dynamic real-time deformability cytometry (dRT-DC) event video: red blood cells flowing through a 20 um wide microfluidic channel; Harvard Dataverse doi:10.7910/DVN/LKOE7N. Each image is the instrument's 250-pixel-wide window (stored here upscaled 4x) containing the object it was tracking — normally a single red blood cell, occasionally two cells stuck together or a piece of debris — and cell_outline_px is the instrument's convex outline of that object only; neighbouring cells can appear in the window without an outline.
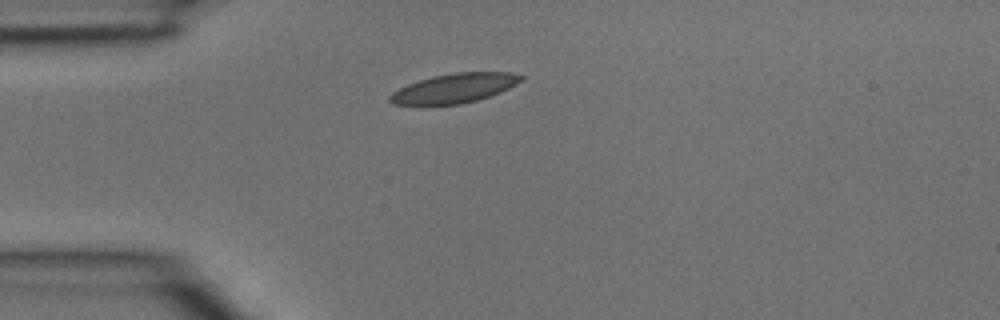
{"species": "common noctule bat (a hibernating species)", "species_latin": "Nyctalus noctula", "temperature_condition": "room temperature", "stored_images_in_passage": 1, "camera_frame_rate_fps": 3000, "um_per_image_px": 0.085, "animal": {"sex": "male", "body_mass_g": 15.6}, "frame": {"image": 1, "passage_image": 1, "time_ms": 0.0, "image_size_px": [1000, 320], "cell_outline_px": [[524, 80], [500, 92], [476, 100], [460, 104], [392, 104], [388, 100], [388, 96], [392, 92], [408, 84], [432, 76], [456, 72], [512, 72], [524, 76]], "centroid_in_image_um": [38.64, 7.48], "position_along_channel_um": 46.4, "area_um2": 22.25}}